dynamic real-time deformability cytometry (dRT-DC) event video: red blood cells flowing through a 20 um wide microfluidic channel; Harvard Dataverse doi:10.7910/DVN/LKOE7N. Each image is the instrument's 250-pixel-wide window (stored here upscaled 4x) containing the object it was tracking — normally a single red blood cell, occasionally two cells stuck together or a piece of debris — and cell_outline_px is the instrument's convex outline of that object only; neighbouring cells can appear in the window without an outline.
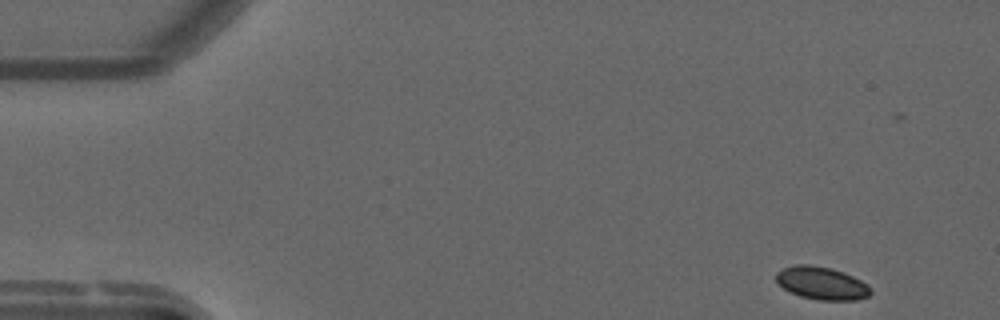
{"species": "common noctule bat (a hibernating species)", "species_latin": "Nyctalus noctula", "temperature_condition": "warm", "stored_images_in_passage": 51, "camera_frame_rate_fps": 3000, "um_per_image_px": 0.085, "animal": {"sex": "male", "forearm_length_mm": 52.5}, "frame": {"image": 1, "passage_image": 1, "time_ms": 0.0, "image_size_px": [1000, 320], "cell_outline_px": [[872, 292], [868, 296], [856, 300], [820, 300], [800, 296], [784, 288], [776, 280], [776, 272], [784, 268], [796, 264], [812, 264], [832, 268], [844, 272], [868, 284], [872, 288]], "centroid_in_image_um": [69.87, 24.06], "position_along_channel_um": 15.1, "area_um2": 18.09}}
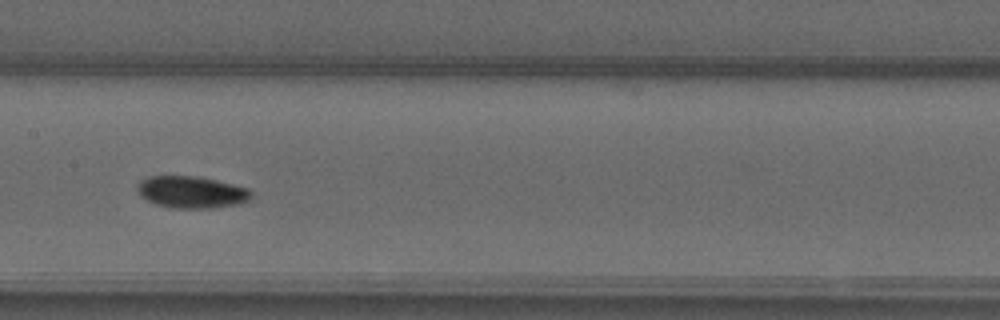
{"frame": {"image": 2, "passage_image": 24, "time_ms": 7.667, "image_size_px": [1000, 320], "cell_outline_px": [[252, 200], [240, 204], [216, 208], [172, 208], [156, 204], [140, 196], [136, 188], [140, 180], [152, 176], [192, 176], [216, 180], [248, 188], [252, 192]], "centroid_in_image_um": [16.31, 16.34], "position_along_channel_um": 191.1, "area_um2": 21.33}}
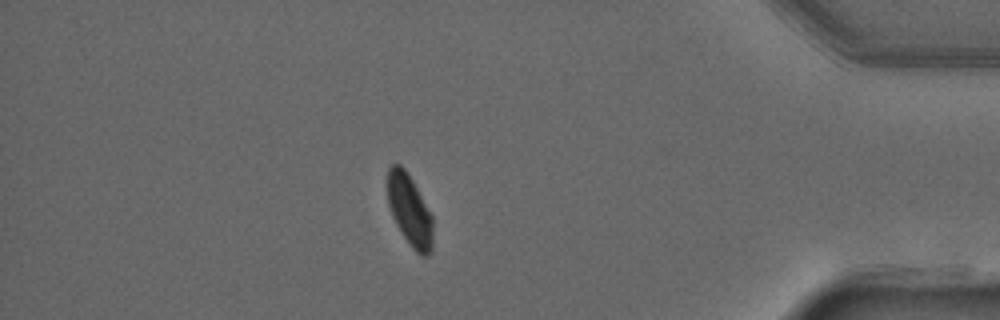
{"frame": {"image": 3, "passage_image": 44, "time_ms": 14.333, "image_size_px": [1000, 320], "cell_outline_px": [[432, 252], [428, 256], [420, 256], [412, 248], [396, 224], [392, 216], [388, 204], [388, 168], [392, 164], [400, 164], [404, 168], [412, 180], [432, 216]], "centroid_in_image_um": [34.82, 17.9], "position_along_channel_um": 400.4, "area_um2": 18.67}, "authors_computed_cell_mechanics": {"area_um2": 20.0566, "velocity_mm_per_s": 3.7483, "shape_relaxation_time_tau1_ms": 3.1893, "shape_relaxation_time_tau2_ms": null, "deformation_change_tau1": 0.0973, "deformation_change_tau2": null}}